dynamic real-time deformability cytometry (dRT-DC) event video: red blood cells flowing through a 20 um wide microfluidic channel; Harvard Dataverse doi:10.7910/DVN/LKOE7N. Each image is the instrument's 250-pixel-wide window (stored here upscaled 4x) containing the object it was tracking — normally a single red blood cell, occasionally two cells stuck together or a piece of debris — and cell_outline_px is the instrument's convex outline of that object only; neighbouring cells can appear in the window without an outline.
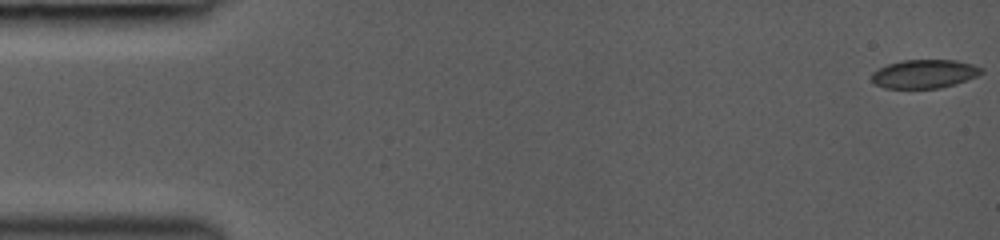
{"species": "common noctule bat (a hibernating species)", "species_latin": "Nyctalus noctula", "temperature_condition": "room temperature", "stored_images_in_passage": 45, "camera_frame_rate_fps": 3000, "um_per_image_px": 0.085, "animal": {"sex": "female", "body_mass_g": 19.0, "forearm_length_mm": 53.3}, "frame": {"image": 1, "passage_image": 1, "time_ms": 0.0, "image_size_px": [1000, 240], "cell_outline_px": [[984, 72], [976, 76], [956, 84], [940, 88], [884, 88], [876, 84], [872, 80], [872, 72], [888, 64], [904, 60], [956, 60], [972, 64], [984, 68]], "centroid_in_image_um": [78.6, 6.28], "position_along_channel_um": 6.4, "area_um2": 18.26}}
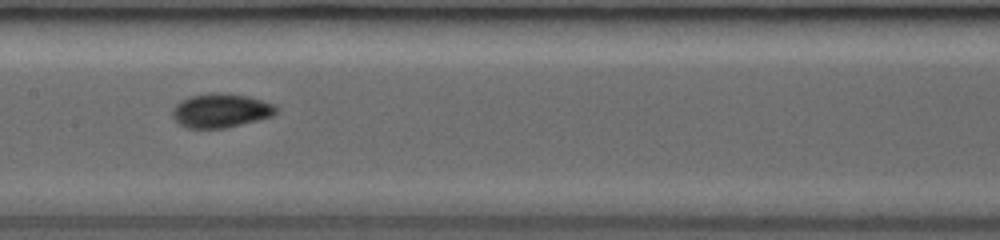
{"frame": {"image": 2, "passage_image": 24, "time_ms": 7.667, "image_size_px": [1000, 240], "cell_outline_px": [[280, 108], [272, 116], [224, 128], [188, 128], [180, 124], [172, 116], [172, 112], [176, 104], [180, 100], [192, 96], [212, 92], [224, 92], [248, 96], [276, 104]], "centroid_in_image_um": [18.79, 9.38], "position_along_channel_um": 188.6, "area_um2": 20.58}}
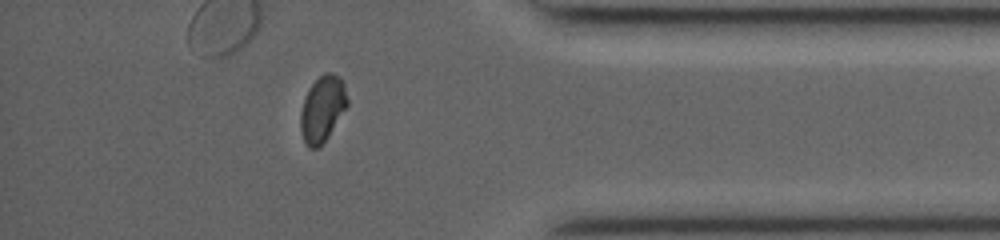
{"frame": {"image": 3, "passage_image": 40, "time_ms": 13.0, "image_size_px": [1000, 240], "cell_outline_px": [[348, 104], [328, 136], [316, 148], [308, 148], [304, 140], [300, 128], [300, 112], [304, 96], [308, 88], [324, 72], [332, 72], [340, 76], [344, 80], [348, 100]], "centroid_in_image_um": [27.4, 9.19], "position_along_channel_um": 407.8, "area_um2": 18.03}, "authors_computed_cell_mechanics": {"area_um2": 18.8428, "velocity_mm_per_s": 4.3239, "shape_relaxation_time_tau1_ms": 6.2511, "shape_relaxation_time_tau2_ms": null, "deformation_change_tau1": 0.1537, "deformation_change_tau2": null}}